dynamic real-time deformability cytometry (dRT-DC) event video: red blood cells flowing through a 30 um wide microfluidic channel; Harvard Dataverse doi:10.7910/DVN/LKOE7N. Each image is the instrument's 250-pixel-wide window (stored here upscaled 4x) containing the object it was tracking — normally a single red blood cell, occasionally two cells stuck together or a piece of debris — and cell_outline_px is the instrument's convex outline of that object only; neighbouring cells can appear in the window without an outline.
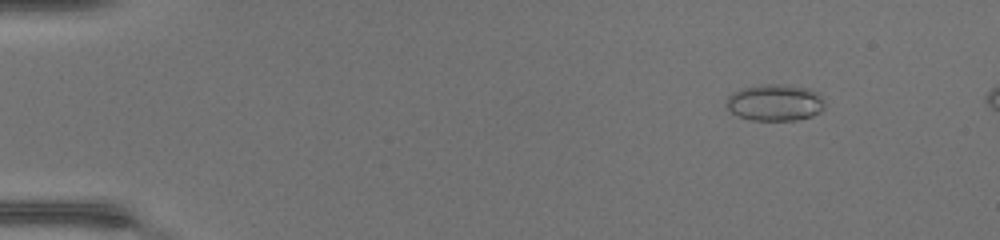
{"species": "common noctule bat (a hibernating species)", "species_latin": "Nyctalus noctula", "temperature_condition": "warm", "stored_images_in_passage": 48, "camera_frame_rate_fps": 3000, "um_per_image_px": 0.085, "animal": {"sex": "female", "body_mass_g": 17.0, "forearm_length_mm": 48.0}, "frame": {"image": 1, "passage_image": 6, "time_ms": 1.667, "image_size_px": [1000, 240], "cell_outline_px": [[824, 108], [820, 112], [812, 116], [796, 120], [752, 120], [736, 116], [724, 104], [728, 96], [732, 92], [740, 88], [760, 84], [784, 84], [808, 88], [816, 92], [824, 100]], "centroid_in_image_um": [65.84, 8.71], "position_along_channel_um": 19.2, "area_um2": 21.27}}
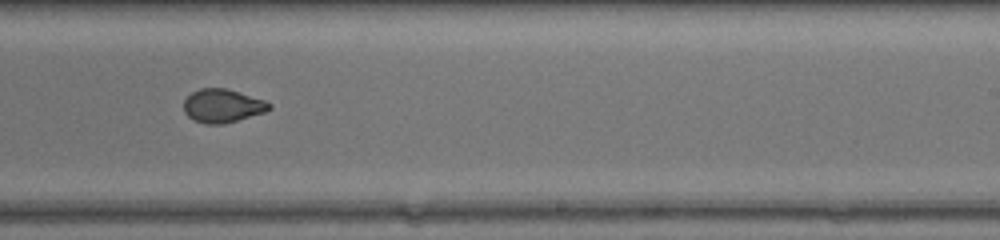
{"frame": {"image": 2, "passage_image": 31, "time_ms": 10.0, "image_size_px": [1000, 240], "cell_outline_px": [[272, 108], [264, 112], [224, 124], [204, 124], [192, 120], [184, 112], [184, 100], [192, 92], [200, 88], [224, 88], [264, 100], [272, 104]], "centroid_in_image_um": [18.88, 9.01], "position_along_channel_um": 270.1, "area_um2": 16.59}}
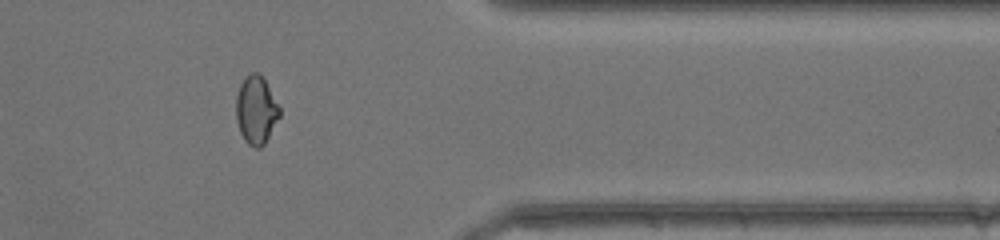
{"frame": {"image": 3, "passage_image": 40, "time_ms": 13.0, "image_size_px": [1000, 240], "cell_outline_px": [[280, 116], [264, 144], [260, 148], [256, 148], [248, 144], [244, 140], [240, 132], [236, 120], [236, 96], [240, 84], [244, 76], [252, 72], [256, 72], [264, 80], [280, 108]], "centroid_in_image_um": [21.74, 9.36], "position_along_channel_um": 389.7, "area_um2": 17.11}}